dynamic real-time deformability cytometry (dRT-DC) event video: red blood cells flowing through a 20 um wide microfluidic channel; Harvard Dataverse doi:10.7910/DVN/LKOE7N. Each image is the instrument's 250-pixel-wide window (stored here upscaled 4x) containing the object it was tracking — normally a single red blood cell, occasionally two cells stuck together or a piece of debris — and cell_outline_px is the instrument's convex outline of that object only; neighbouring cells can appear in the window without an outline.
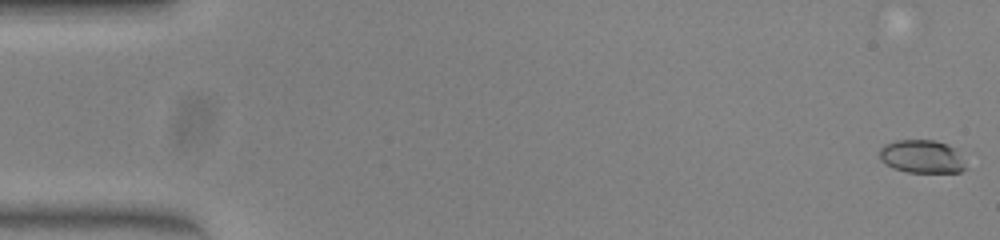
{"species": "common noctule bat (a hibernating species)", "species_latin": "Nyctalus noctula", "temperature_condition": "warm", "stored_images_in_passage": 51, "camera_frame_rate_fps": 3000, "um_per_image_px": 0.085, "animal": {"sex": "female", "body_mass_g": 23.0, "forearm_length_mm": 53.4}, "frame": {"image": 1, "passage_image": 1, "time_ms": 0.0, "image_size_px": [1000, 240], "cell_outline_px": [[968, 168], [960, 172], [908, 172], [892, 168], [884, 164], [880, 160], [880, 148], [884, 144], [896, 140], [936, 140], [948, 144], [956, 148], [964, 160]], "centroid_in_image_um": [78.38, 13.3], "position_along_channel_um": 6.6, "area_um2": 16.99}}
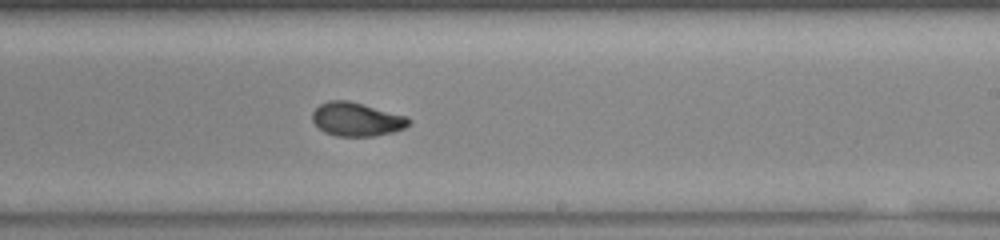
{"frame": {"image": 2, "passage_image": 31, "time_ms": 10.0, "image_size_px": [1000, 240], "cell_outline_px": [[412, 120], [404, 128], [392, 132], [372, 136], [336, 136], [324, 132], [312, 120], [312, 112], [320, 104], [328, 100], [348, 100], [408, 116]], "centroid_in_image_um": [30.31, 10.13], "position_along_channel_um": 258.7, "area_um2": 18.9}}
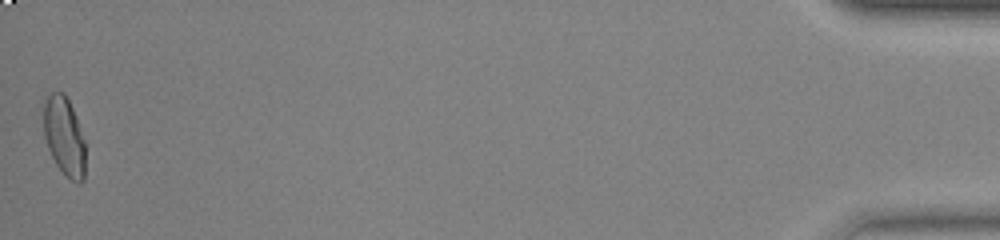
{"frame": {"image": 3, "passage_image": 51, "time_ms": 16.667, "image_size_px": [1000, 240], "cell_outline_px": [[84, 180], [80, 184], [76, 184], [56, 164], [48, 148], [44, 136], [44, 100], [52, 92], [64, 92], [72, 108], [84, 140]], "centroid_in_image_um": [5.45, 11.58], "position_along_channel_um": 429.7, "area_um2": 18.79}, "authors_computed_cell_mechanics": {"area_um2": 18.8428, "velocity_mm_per_s": 4.0572, "shape_relaxation_time_tau1_ms": 7.9923, "shape_relaxation_time_tau2_ms": 1.4877, "deformation_change_tau1": 0.2366, "deformation_change_tau2": 0.0525}}